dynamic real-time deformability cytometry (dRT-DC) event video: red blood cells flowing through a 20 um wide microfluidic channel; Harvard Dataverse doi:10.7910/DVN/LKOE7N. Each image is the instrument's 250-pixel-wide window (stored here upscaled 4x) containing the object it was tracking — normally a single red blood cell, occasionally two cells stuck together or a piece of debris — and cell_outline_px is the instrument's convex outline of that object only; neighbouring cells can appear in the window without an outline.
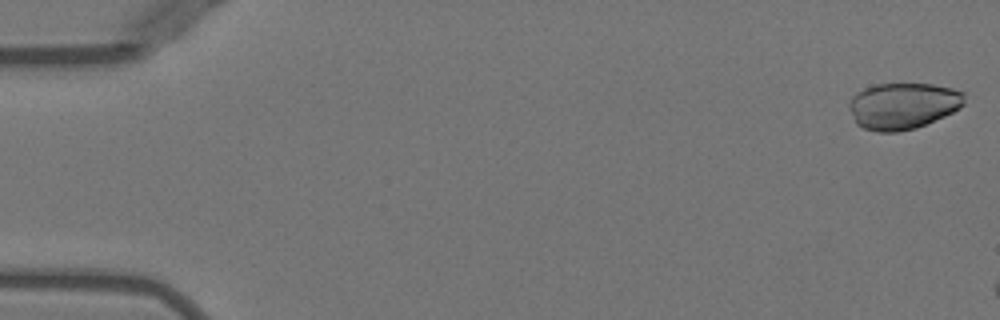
{"species": "Egyptian fruit bat (a non-hibernating species)", "species_latin": "Rousettus aegyptiacus", "temperature_condition": "warm", "stored_images_in_passage": 5, "camera_frame_rate_fps": 3000, "um_per_image_px": 0.085, "animal": {"sex": "female"}, "frame": {"image": 1, "passage_image": 1, "time_ms": 0.0, "image_size_px": [1000, 320], "cell_outline_px": [[964, 104], [960, 108], [944, 116], [916, 128], [896, 132], [876, 132], [864, 128], [856, 124], [848, 104], [852, 96], [856, 92], [864, 88], [876, 84], [932, 84], [952, 88], [964, 92]], "centroid_in_image_um": [76.74, 8.99], "position_along_channel_um": 8.3, "area_um2": 31.21}}